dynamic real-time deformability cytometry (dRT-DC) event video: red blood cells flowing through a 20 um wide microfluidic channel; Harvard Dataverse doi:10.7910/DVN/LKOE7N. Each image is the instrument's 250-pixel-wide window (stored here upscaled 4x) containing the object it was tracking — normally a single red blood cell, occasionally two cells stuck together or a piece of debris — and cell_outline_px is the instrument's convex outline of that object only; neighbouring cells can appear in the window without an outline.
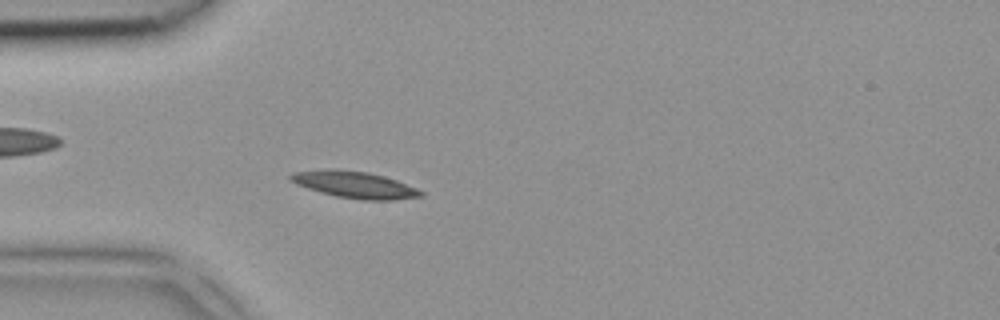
{"species": "common noctule bat (a hibernating species)", "species_latin": "Nyctalus noctula", "temperature_condition": "room temperature", "stored_images_in_passage": 4, "camera_frame_rate_fps": 3000, "um_per_image_px": 0.085, "animal": {"sex": "female", "body_mass_g": 18.4}, "frame": {"image": 1, "passage_image": 4, "time_ms": 1.0, "image_size_px": [1000, 320], "cell_outline_px": [[424, 196], [396, 200], [360, 200], [336, 196], [320, 192], [296, 184], [288, 180], [288, 176], [292, 172], [332, 168], [336, 168], [368, 172], [384, 176], [396, 180], [416, 188], [424, 192]], "centroid_in_image_um": [30.12, 15.69], "position_along_channel_um": 54.9, "area_um2": 20.52}}